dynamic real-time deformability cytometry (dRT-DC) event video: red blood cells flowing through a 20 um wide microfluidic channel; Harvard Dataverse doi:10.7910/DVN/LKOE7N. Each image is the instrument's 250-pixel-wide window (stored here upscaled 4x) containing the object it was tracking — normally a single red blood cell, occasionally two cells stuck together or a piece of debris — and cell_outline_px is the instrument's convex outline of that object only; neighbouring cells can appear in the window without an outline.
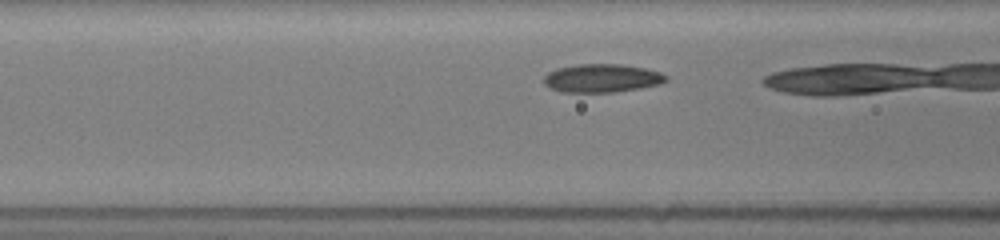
{"species": "common noctule bat (a hibernating species)", "species_latin": "Nyctalus noctula", "temperature_condition": "room temperature", "stored_images_in_passage": 6, "camera_frame_rate_fps": 3000, "um_per_image_px": 0.085, "animal": {"sex": "female", "body_mass_g": 19.5, "forearm_length_mm": 54.1}, "frame": {"image": 1, "passage_image": 5, "time_ms": 1.333, "image_size_px": [1000, 240], "cell_outline_px": [[668, 80], [660, 84], [640, 88], [612, 92], [564, 92], [552, 88], [544, 84], [544, 76], [548, 72], [556, 68], [576, 64], [620, 64], [648, 68], [660, 72], [668, 76]], "centroid_in_image_um": [51.19, 6.63], "position_along_channel_um": 115.4, "area_um2": 20.29}}